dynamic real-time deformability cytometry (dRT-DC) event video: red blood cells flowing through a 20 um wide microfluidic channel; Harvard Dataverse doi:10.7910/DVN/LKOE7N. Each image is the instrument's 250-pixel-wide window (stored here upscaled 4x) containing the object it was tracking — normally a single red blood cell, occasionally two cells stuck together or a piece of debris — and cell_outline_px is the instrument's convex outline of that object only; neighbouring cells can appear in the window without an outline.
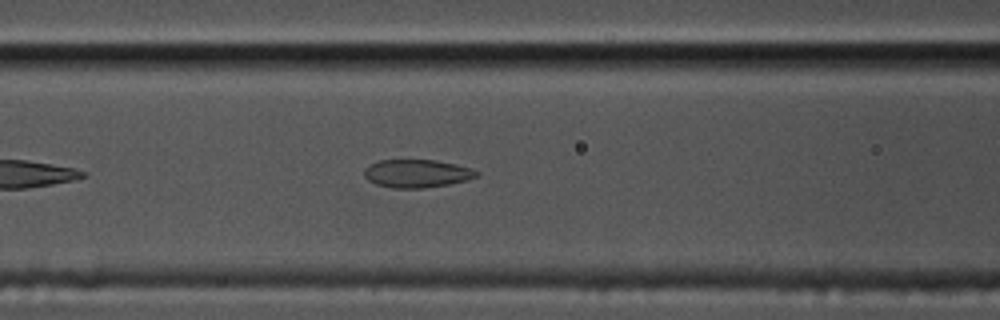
{"species": "common noctule bat (a hibernating species)", "species_latin": "Nyctalus noctula", "temperature_condition": "cold", "stored_images_in_passage": 45, "camera_frame_rate_fps": 3000, "um_per_image_px": 0.085, "animal": {"sex": "male", "body_mass_g": 17.5, "forearm_length_mm": 52.3}, "frame": {"image": 1, "passage_image": 11, "time_ms": 3.333, "image_size_px": [1000, 320], "cell_outline_px": [[480, 172], [476, 176], [464, 180], [448, 184], [424, 188], [392, 188], [376, 184], [368, 180], [364, 176], [364, 168], [368, 164], [380, 160], [436, 160], [456, 164], [472, 168]], "centroid_in_image_um": [35.4, 14.74], "position_along_channel_um": 131.2, "area_um2": 18.38}}
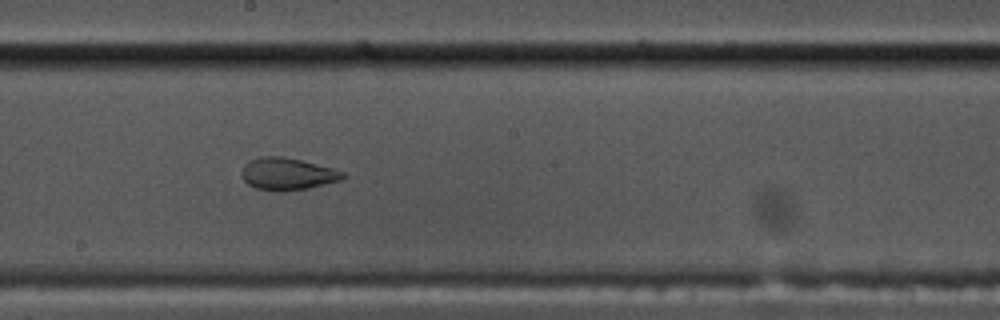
{"frame": {"image": 2, "passage_image": 19, "time_ms": 6.0, "image_size_px": [1000, 320], "cell_outline_px": [[348, 176], [340, 180], [308, 188], [284, 192], [276, 192], [256, 188], [248, 184], [240, 176], [240, 172], [244, 164], [248, 160], [260, 156], [280, 156], [300, 160], [332, 168], [344, 172]], "centroid_in_image_um": [24.38, 14.79], "position_along_channel_um": 223.8, "area_um2": 19.19}}
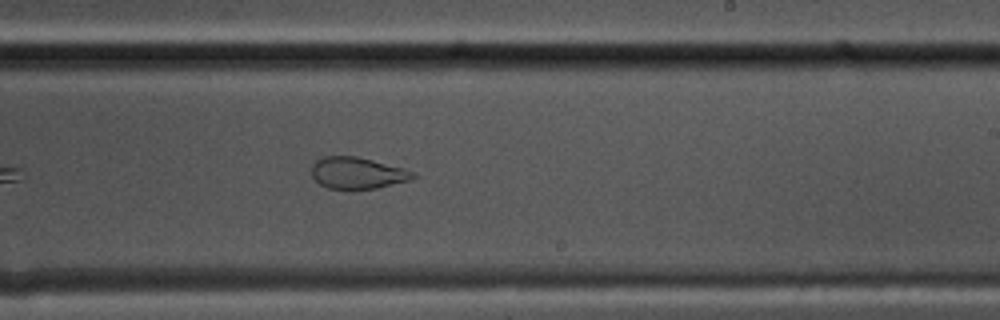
{"frame": {"image": 3, "passage_image": 22, "time_ms": 7.0, "image_size_px": [1000, 320], "cell_outline_px": [[416, 176], [412, 180], [376, 188], [328, 188], [320, 184], [312, 176], [312, 164], [316, 160], [324, 156], [356, 156], [404, 168], [416, 172]], "centroid_in_image_um": [30.4, 14.69], "position_along_channel_um": 258.6, "area_um2": 18.55}, "authors_computed_cell_mechanics": {"area_um2": 20.1722, "velocity_mm_per_s": 3.4794, "shape_relaxation_time_tau1_ms": null, "shape_relaxation_time_tau2_ms": 1.1848, "deformation_change_tau1": null, "deformation_change_tau2": 0.0709}}